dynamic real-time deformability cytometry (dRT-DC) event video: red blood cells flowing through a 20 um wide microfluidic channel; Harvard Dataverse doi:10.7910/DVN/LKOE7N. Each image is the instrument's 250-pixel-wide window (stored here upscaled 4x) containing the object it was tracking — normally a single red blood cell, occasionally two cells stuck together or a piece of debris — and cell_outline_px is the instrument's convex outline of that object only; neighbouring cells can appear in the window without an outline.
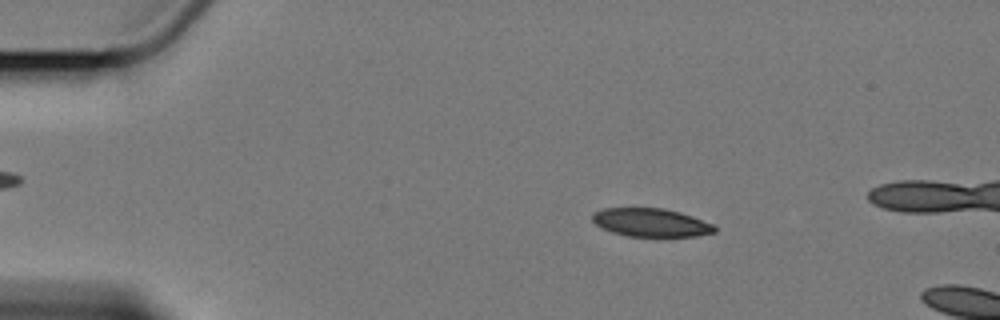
{"species": "Egyptian fruit bat (a non-hibernating species)", "species_latin": "Rousettus aegyptiacus", "temperature_condition": "cold", "stored_images_in_passage": 7, "camera_frame_rate_fps": 3000, "um_per_image_px": 0.085, "animal": {"sex": "female"}, "frame": {"image": 1, "passage_image": 2, "time_ms": 1.0, "image_size_px": [1000, 320], "cell_outline_px": [[716, 232], [696, 236], [628, 236], [612, 232], [596, 224], [592, 220], [592, 212], [604, 208], [664, 208], [680, 212], [716, 224]], "centroid_in_image_um": [55.36, 18.91], "position_along_channel_um": 29.6, "area_um2": 20.23}}